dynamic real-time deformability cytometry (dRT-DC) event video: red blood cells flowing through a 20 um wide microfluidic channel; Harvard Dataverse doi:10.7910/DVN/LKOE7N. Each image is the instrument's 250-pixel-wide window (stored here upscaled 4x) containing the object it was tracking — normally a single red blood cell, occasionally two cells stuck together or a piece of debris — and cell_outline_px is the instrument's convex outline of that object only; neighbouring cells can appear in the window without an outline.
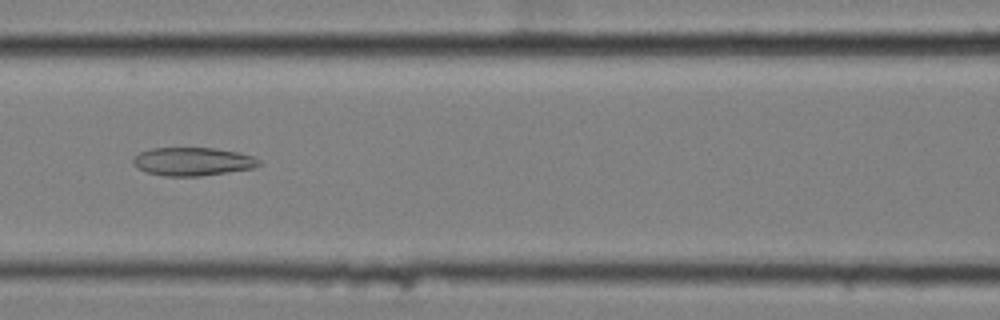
{"species": "common noctule bat (a hibernating species)", "species_latin": "Nyctalus noctula", "temperature_condition": "cold", "stored_images_in_passage": 9, "camera_frame_rate_fps": 3000, "um_per_image_px": 0.085, "animal": {"sex": "female", "body_mass_g": 25.1}, "frame": {"image": 1, "passage_image": 8, "time_ms": 2.333, "image_size_px": [1000, 320], "cell_outline_px": [[260, 164], [252, 168], [200, 176], [164, 176], [144, 172], [136, 168], [132, 160], [140, 152], [152, 148], [212, 148], [236, 152], [256, 156], [260, 160]], "centroid_in_image_um": [16.35, 13.73], "position_along_channel_um": 150.2, "area_um2": 20.69}}
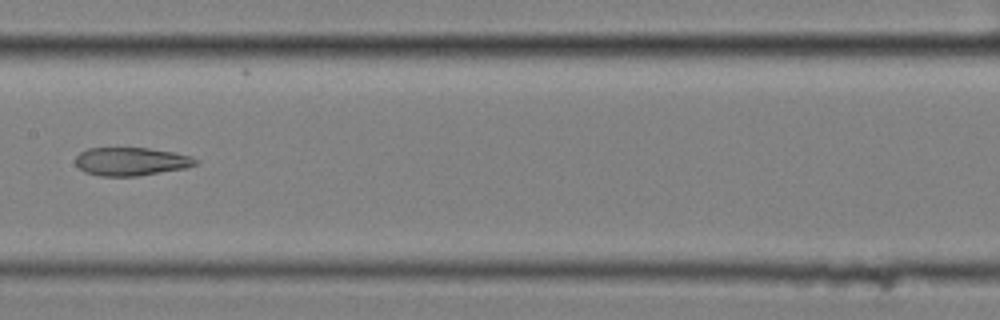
{"frame": {"image": 2, "passage_image": 9, "time_ms": 2.667, "image_size_px": [1000, 320], "cell_outline_px": [[200, 160], [196, 164], [184, 168], [136, 176], [100, 176], [84, 172], [76, 164], [76, 156], [80, 152], [88, 148], [148, 148], [176, 152], [192, 156]], "centroid_in_image_um": [11.15, 13.72], "position_along_channel_um": 196.2, "area_um2": 19.77}}